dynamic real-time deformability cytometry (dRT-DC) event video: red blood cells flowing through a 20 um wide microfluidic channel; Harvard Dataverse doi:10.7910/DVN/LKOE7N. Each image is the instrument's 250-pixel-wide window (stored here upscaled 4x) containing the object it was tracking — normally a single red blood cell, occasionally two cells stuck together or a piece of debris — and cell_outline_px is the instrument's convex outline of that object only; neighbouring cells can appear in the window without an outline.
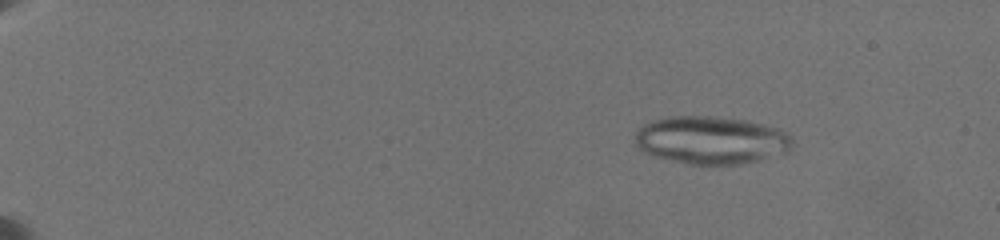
{"species": "common noctule bat (a hibernating species)", "species_latin": "Nyctalus noctula", "temperature_condition": "warm", "stored_images_in_passage": 82, "camera_frame_rate_fps": 3000, "um_per_image_px": 0.085, "animal": {"sex": "female", "body_mass_g": 19.5, "forearm_length_mm": 54.1}, "frame": {"image": 1, "passage_image": 12, "time_ms": 3.333, "image_size_px": [1000, 240], "cell_outline_px": [[792, 148], [788, 152], [760, 160], [744, 164], [688, 164], [652, 156], [644, 152], [636, 144], [636, 132], [644, 124], [652, 120], [668, 116], [716, 116], [748, 120], [780, 128], [788, 132], [792, 136]], "centroid_in_image_um": [60.5, 11.9], "position_along_channel_um": 24.5, "area_um2": 44.39}}